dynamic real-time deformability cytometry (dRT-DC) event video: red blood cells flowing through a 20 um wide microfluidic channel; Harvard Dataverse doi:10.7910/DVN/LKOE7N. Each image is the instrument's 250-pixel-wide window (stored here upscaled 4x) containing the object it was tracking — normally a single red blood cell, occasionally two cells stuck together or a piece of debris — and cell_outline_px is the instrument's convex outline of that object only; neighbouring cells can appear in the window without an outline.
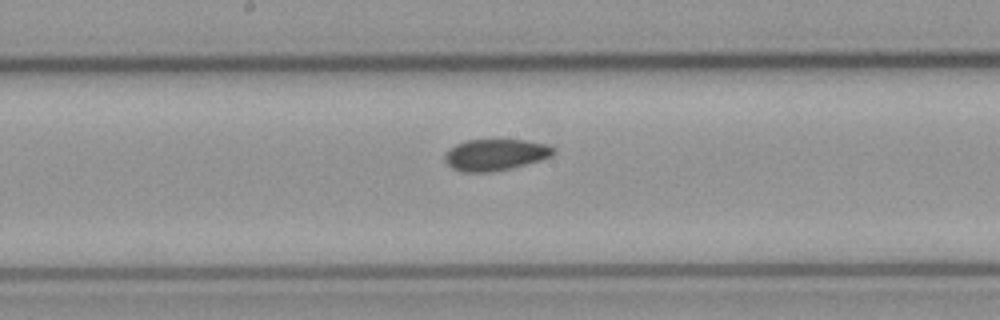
{"species": "common noctule bat (a hibernating species)", "species_latin": "Nyctalus noctula", "temperature_condition": "cold", "stored_images_in_passage": 9, "camera_frame_rate_fps": 3000, "um_per_image_px": 0.085, "animal": {"sex": "male", "body_mass_g": 23.1, "forearm_length_mm": 52.7}, "frame": {"image": 1, "passage_image": 8, "time_ms": 9.0, "image_size_px": [1000, 320], "cell_outline_px": [[556, 152], [552, 156], [540, 160], [512, 168], [488, 172], [460, 172], [452, 168], [444, 160], [444, 152], [456, 144], [468, 140], [524, 140], [544, 144], [556, 148]], "centroid_in_image_um": [42.09, 13.16], "position_along_channel_um": 206.1, "area_um2": 19.94}}
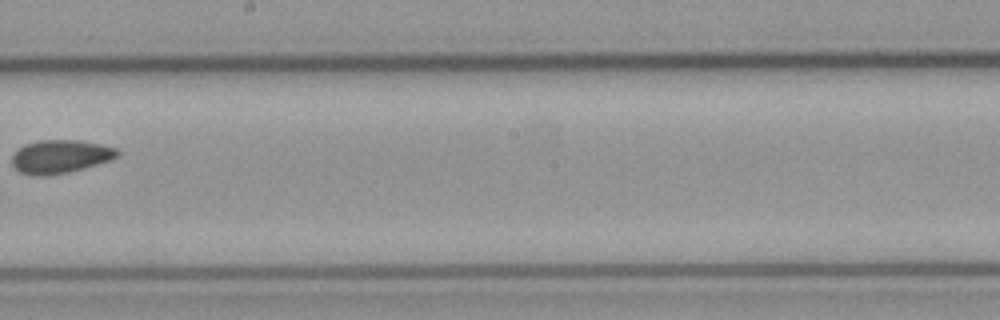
{"frame": {"image": 2, "passage_image": 9, "time_ms": 10.0, "image_size_px": [1000, 320], "cell_outline_px": [[120, 152], [116, 156], [108, 160], [68, 172], [44, 176], [36, 176], [20, 172], [12, 164], [12, 156], [16, 148], [24, 144], [40, 140], [80, 140], [100, 144], [116, 148]], "centroid_in_image_um": [5.06, 13.29], "position_along_channel_um": 243.1, "area_um2": 20.29}}